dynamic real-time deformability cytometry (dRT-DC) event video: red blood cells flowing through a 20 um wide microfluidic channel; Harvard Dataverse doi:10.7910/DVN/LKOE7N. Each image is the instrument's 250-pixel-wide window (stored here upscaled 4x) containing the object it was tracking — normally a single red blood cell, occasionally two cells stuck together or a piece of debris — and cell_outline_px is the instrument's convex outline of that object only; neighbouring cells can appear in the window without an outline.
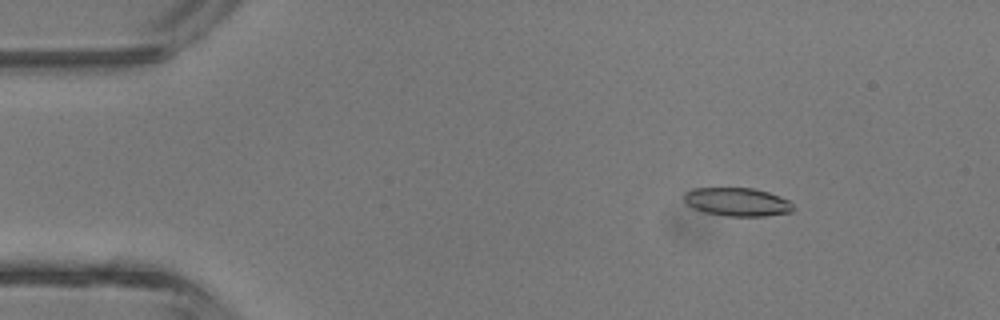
{"species": "common noctule bat (a hibernating species)", "species_latin": "Nyctalus noctula", "temperature_condition": "room temperature", "stored_images_in_passage": 4, "camera_frame_rate_fps": 3000, "um_per_image_px": 0.085, "animal": {"sex": "male", "body_mass_g": 13.3}, "frame": {"image": 1, "passage_image": 2, "time_ms": 1.333, "image_size_px": [1000, 320], "cell_outline_px": [[792, 212], [764, 216], [728, 216], [704, 212], [692, 208], [684, 200], [684, 192], [692, 188], [752, 188], [768, 192], [780, 196], [788, 200], [792, 204]], "centroid_in_image_um": [62.64, 17.16], "position_along_channel_um": 22.4, "area_um2": 18.03}}